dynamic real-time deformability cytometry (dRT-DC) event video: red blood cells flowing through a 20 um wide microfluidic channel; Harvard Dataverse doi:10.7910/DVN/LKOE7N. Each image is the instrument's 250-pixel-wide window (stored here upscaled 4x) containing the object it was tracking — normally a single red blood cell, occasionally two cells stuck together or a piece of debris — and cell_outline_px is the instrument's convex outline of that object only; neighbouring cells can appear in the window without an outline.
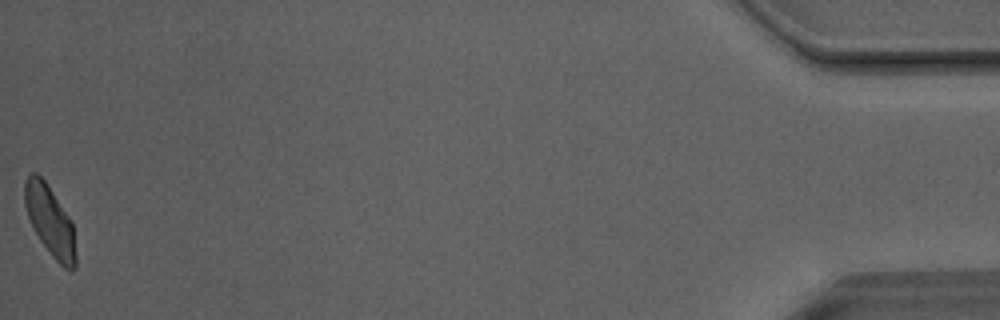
{"species": "Egyptian fruit bat (a non-hibernating species)", "species_latin": "Rousettus aegyptiacus", "temperature_condition": "room temperature", "stored_images_in_passage": 38, "camera_frame_rate_fps": 3000, "um_per_image_px": 0.085, "animal": {"sex": "male"}, "frame": {"image": 1, "passage_image": 38, "time_ms": 12.333, "image_size_px": [1000, 320], "cell_outline_px": [[76, 268], [72, 272], [64, 268], [52, 256], [40, 240], [28, 216], [24, 204], [24, 180], [28, 172], [36, 172], [44, 180], [68, 216], [72, 224], [76, 256]], "centroid_in_image_um": [4.24, 18.77], "position_along_channel_um": 431.0, "area_um2": 20.63}, "authors_computed_cell_mechanics": {"area_um2": 21.5594, "velocity_mm_per_s": 4.0405, "shape_relaxation_time_tau1_ms": 4.7623, "shape_relaxation_time_tau2_ms": 1.3524, "deformation_change_tau1": 0.1412, "deformation_change_tau2": 0.0655}}